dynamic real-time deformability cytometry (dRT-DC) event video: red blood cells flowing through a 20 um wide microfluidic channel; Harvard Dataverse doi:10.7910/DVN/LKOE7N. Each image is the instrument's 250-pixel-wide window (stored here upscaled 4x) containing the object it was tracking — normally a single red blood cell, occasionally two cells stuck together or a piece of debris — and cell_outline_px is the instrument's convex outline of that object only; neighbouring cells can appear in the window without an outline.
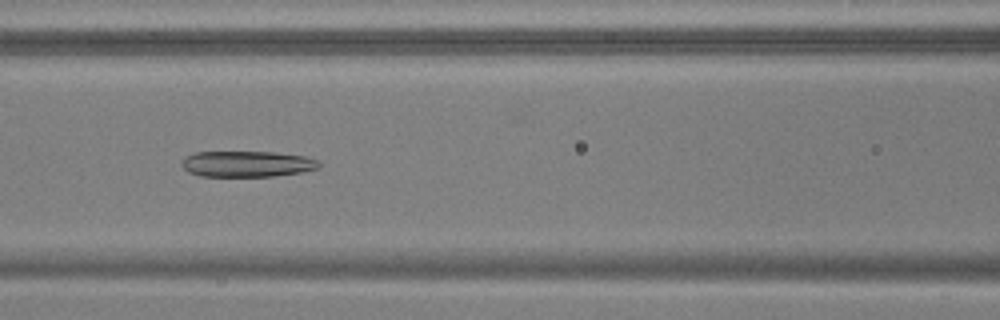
{"species": "common noctule bat (a hibernating species)", "species_latin": "Nyctalus noctula", "temperature_condition": "warm", "stored_images_in_passage": 54, "camera_frame_rate_fps": 3000, "um_per_image_px": 0.085, "animal": {"sex": "male", "body_mass_g": 17.9, "forearm_length_mm": 54.2}, "frame": {"image": 1, "passage_image": 24, "time_ms": 7.667, "image_size_px": [1000, 320], "cell_outline_px": [[320, 168], [300, 172], [272, 176], [200, 176], [188, 172], [180, 164], [184, 156], [196, 152], [272, 152], [304, 156], [316, 160], [320, 164]], "centroid_in_image_um": [20.95, 13.93], "position_along_channel_um": 145.7, "area_um2": 20.69}}
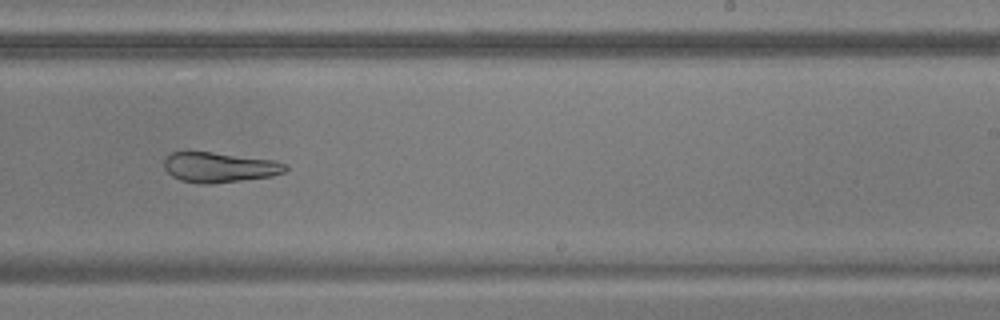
{"frame": {"image": 2, "passage_image": 34, "time_ms": 11.0, "image_size_px": [1000, 320], "cell_outline_px": [[288, 168], [284, 172], [272, 176], [212, 184], [200, 184], [180, 180], [172, 176], [164, 168], [164, 160], [172, 152], [184, 148], [276, 160], [288, 164]], "centroid_in_image_um": [18.61, 14.18], "position_along_channel_um": 270.4, "area_um2": 22.08}}
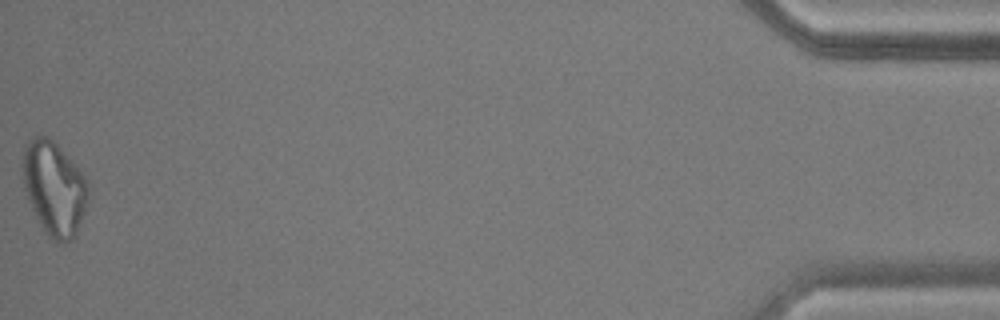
{"frame": {"image": 3, "passage_image": 54, "time_ms": 17.667, "image_size_px": [1000, 320], "cell_outline_px": [[92, 188], [76, 236], [60, 244], [56, 244], [48, 236], [40, 224], [28, 200], [24, 188], [20, 168], [24, 144], [28, 140], [36, 136], [48, 136], [72, 160], [88, 180]], "centroid_in_image_um": [4.6, 15.99], "position_along_channel_um": 430.6, "area_um2": 36.59}, "authors_computed_cell_mechanics": {"area_um2": 27.8018, "velocity_mm_per_s": 3.7579, "shape_relaxation_time_tau1_ms": null, "shape_relaxation_time_tau2_ms": 1.929, "deformation_change_tau1": null, "deformation_change_tau2": 0.1144}}